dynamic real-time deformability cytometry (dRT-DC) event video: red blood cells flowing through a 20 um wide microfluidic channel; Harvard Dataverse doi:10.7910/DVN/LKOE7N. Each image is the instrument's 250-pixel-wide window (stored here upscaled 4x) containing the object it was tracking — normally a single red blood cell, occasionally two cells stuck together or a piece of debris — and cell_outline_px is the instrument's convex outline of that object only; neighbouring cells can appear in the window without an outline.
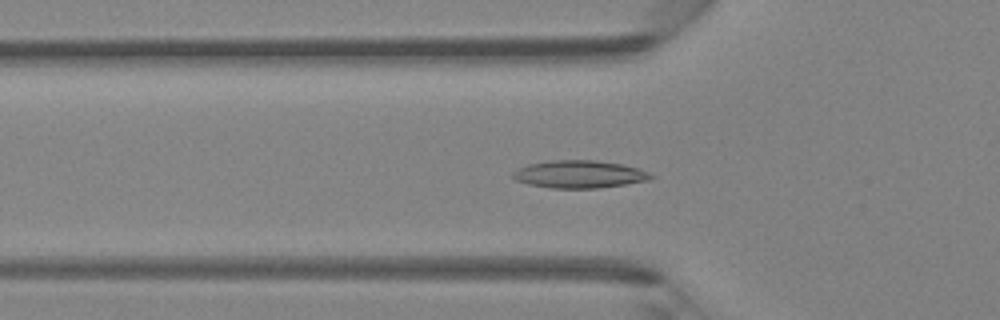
{"species": "Egyptian fruit bat (a non-hibernating species)", "species_latin": "Rousettus aegyptiacus", "temperature_condition": "room temperature", "stored_images_in_passage": 47, "camera_frame_rate_fps": 3000, "um_per_image_px": 0.085, "animal": {"sex": "female"}, "frame": {"image": 1, "passage_image": 16, "time_ms": 5.0, "image_size_px": [1000, 320], "cell_outline_px": [[656, 176], [648, 180], [600, 188], [552, 188], [528, 184], [516, 180], [512, 176], [512, 172], [516, 168], [528, 164], [552, 160], [596, 160], [624, 164], [640, 168]], "centroid_in_image_um": [49.25, 14.8], "position_along_channel_um": 76.6, "area_um2": 22.37}}
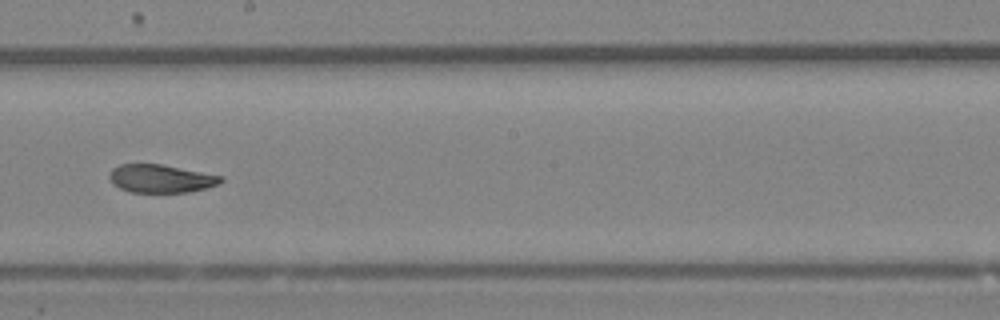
{"frame": {"image": 2, "passage_image": 27, "time_ms": 8.667, "image_size_px": [1000, 320], "cell_outline_px": [[224, 180], [220, 184], [188, 192], [128, 192], [120, 188], [108, 176], [112, 168], [120, 164], [160, 164], [224, 176]], "centroid_in_image_um": [13.7, 15.18], "position_along_channel_um": 234.5, "area_um2": 18.15}}
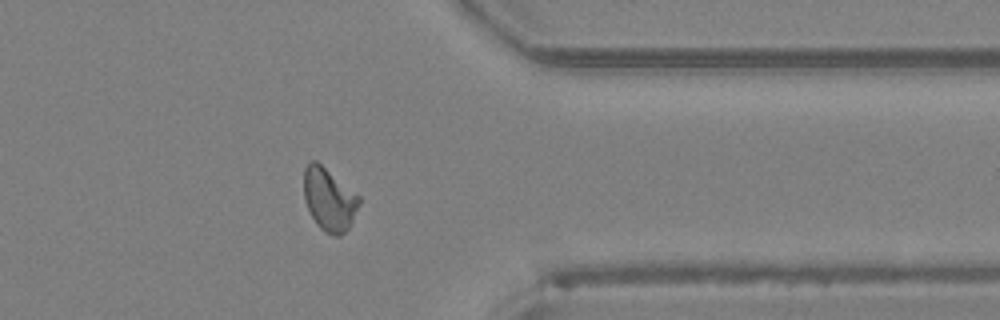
{"frame": {"image": 3, "passage_image": 38, "time_ms": 12.333, "image_size_px": [1000, 320], "cell_outline_px": [[360, 204], [348, 228], [340, 236], [336, 236], [324, 232], [316, 224], [304, 200], [304, 168], [308, 160], [316, 160], [360, 196]], "centroid_in_image_um": [27.96, 16.93], "position_along_channel_um": 383.4, "area_um2": 20.23}, "authors_computed_cell_mechanics": {"area_um2": 20.1144, "velocity_mm_per_s": 4.3147, "shape_relaxation_time_tau1_ms": 8.8059, "shape_relaxation_time_tau2_ms": 1.455, "deformation_change_tau1": 0.1907, "deformation_change_tau2": 0.0642}}